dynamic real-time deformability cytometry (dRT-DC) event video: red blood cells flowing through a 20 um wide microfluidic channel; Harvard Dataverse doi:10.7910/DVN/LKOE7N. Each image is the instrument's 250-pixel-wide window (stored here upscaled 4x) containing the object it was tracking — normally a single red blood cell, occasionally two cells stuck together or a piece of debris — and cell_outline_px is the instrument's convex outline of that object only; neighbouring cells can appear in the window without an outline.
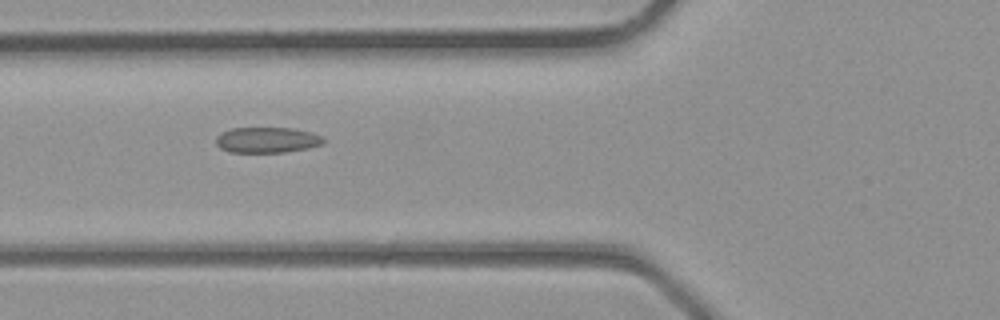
{"species": "common noctule bat (a hibernating species)", "species_latin": "Nyctalus noctula", "temperature_condition": "room temperature", "stored_images_in_passage": 4, "camera_frame_rate_fps": 3000, "um_per_image_px": 0.085, "animal": {"sex": "male", "body_mass_g": 23.1, "forearm_length_mm": 52.7}, "frame": {"image": 1, "passage_image": 3, "time_ms": 0.667, "image_size_px": [1000, 320], "cell_outline_px": [[324, 144], [308, 148], [284, 152], [228, 152], [220, 148], [216, 144], [216, 136], [232, 128], [292, 128], [312, 132], [320, 136], [324, 140]], "centroid_in_image_um": [22.7, 11.9], "position_along_channel_um": 103.1, "area_um2": 16.01}}
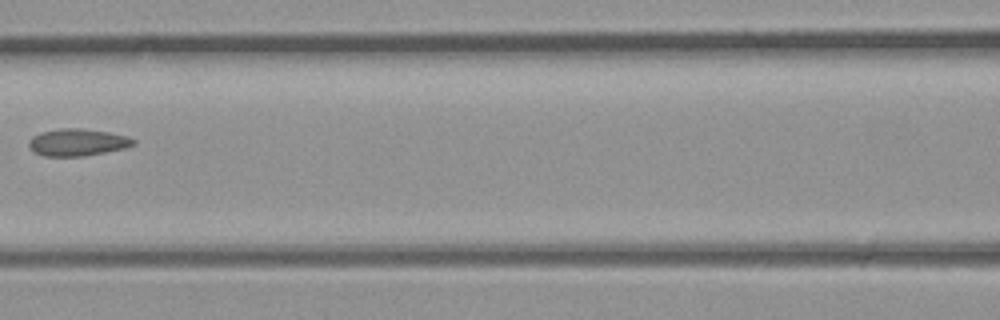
{"frame": {"image": 2, "passage_image": 4, "time_ms": 1.0, "image_size_px": [1000, 320], "cell_outline_px": [[136, 144], [124, 148], [84, 156], [44, 156], [36, 152], [28, 144], [28, 140], [32, 136], [40, 132], [60, 128], [80, 128], [108, 132], [128, 136], [136, 140]], "centroid_in_image_um": [6.59, 12.09], "position_along_channel_um": 160.0, "area_um2": 16.47}}